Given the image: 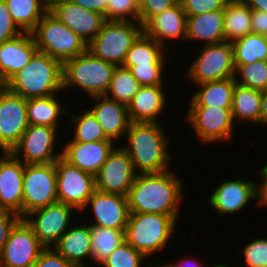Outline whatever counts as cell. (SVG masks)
Listing matches in <instances>:
<instances>
[{
	"instance_id": "6da1fadb",
	"label": "cell",
	"mask_w": 267,
	"mask_h": 267,
	"mask_svg": "<svg viewBox=\"0 0 267 267\" xmlns=\"http://www.w3.org/2000/svg\"><path fill=\"white\" fill-rule=\"evenodd\" d=\"M175 171L137 174L127 195L129 211L180 217L184 182Z\"/></svg>"
},
{
	"instance_id": "7a4b0ae2",
	"label": "cell",
	"mask_w": 267,
	"mask_h": 267,
	"mask_svg": "<svg viewBox=\"0 0 267 267\" xmlns=\"http://www.w3.org/2000/svg\"><path fill=\"white\" fill-rule=\"evenodd\" d=\"M163 124L130 122L124 146L137 174L162 173L170 170L173 155L169 151L171 137ZM164 129V130H163ZM166 132V133H165ZM171 154V155H170Z\"/></svg>"
},
{
	"instance_id": "3957f363",
	"label": "cell",
	"mask_w": 267,
	"mask_h": 267,
	"mask_svg": "<svg viewBox=\"0 0 267 267\" xmlns=\"http://www.w3.org/2000/svg\"><path fill=\"white\" fill-rule=\"evenodd\" d=\"M63 64L37 51L4 86L25 99L48 97L63 92ZM59 92V93H58Z\"/></svg>"
},
{
	"instance_id": "277c9868",
	"label": "cell",
	"mask_w": 267,
	"mask_h": 267,
	"mask_svg": "<svg viewBox=\"0 0 267 267\" xmlns=\"http://www.w3.org/2000/svg\"><path fill=\"white\" fill-rule=\"evenodd\" d=\"M176 224L177 220L172 216L130 212L125 241L148 259L170 245Z\"/></svg>"
},
{
	"instance_id": "5b68a950",
	"label": "cell",
	"mask_w": 267,
	"mask_h": 267,
	"mask_svg": "<svg viewBox=\"0 0 267 267\" xmlns=\"http://www.w3.org/2000/svg\"><path fill=\"white\" fill-rule=\"evenodd\" d=\"M116 65L93 56L88 50L63 63V90L81 88L89 98L106 95Z\"/></svg>"
},
{
	"instance_id": "8992f818",
	"label": "cell",
	"mask_w": 267,
	"mask_h": 267,
	"mask_svg": "<svg viewBox=\"0 0 267 267\" xmlns=\"http://www.w3.org/2000/svg\"><path fill=\"white\" fill-rule=\"evenodd\" d=\"M31 34L39 52L48 54L62 64L87 51V43L50 10L42 16Z\"/></svg>"
},
{
	"instance_id": "52a82bcc",
	"label": "cell",
	"mask_w": 267,
	"mask_h": 267,
	"mask_svg": "<svg viewBox=\"0 0 267 267\" xmlns=\"http://www.w3.org/2000/svg\"><path fill=\"white\" fill-rule=\"evenodd\" d=\"M142 32L143 26L140 22L107 20L87 44V50L97 58L120 66Z\"/></svg>"
},
{
	"instance_id": "ba28073f",
	"label": "cell",
	"mask_w": 267,
	"mask_h": 267,
	"mask_svg": "<svg viewBox=\"0 0 267 267\" xmlns=\"http://www.w3.org/2000/svg\"><path fill=\"white\" fill-rule=\"evenodd\" d=\"M202 46L198 56L189 65L185 78L189 81L191 79L194 85H199L234 77L235 64L231 42Z\"/></svg>"
},
{
	"instance_id": "9c48e42d",
	"label": "cell",
	"mask_w": 267,
	"mask_h": 267,
	"mask_svg": "<svg viewBox=\"0 0 267 267\" xmlns=\"http://www.w3.org/2000/svg\"><path fill=\"white\" fill-rule=\"evenodd\" d=\"M22 190L23 218L33 210L57 202L54 162L48 164H25Z\"/></svg>"
},
{
	"instance_id": "30bf717a",
	"label": "cell",
	"mask_w": 267,
	"mask_h": 267,
	"mask_svg": "<svg viewBox=\"0 0 267 267\" xmlns=\"http://www.w3.org/2000/svg\"><path fill=\"white\" fill-rule=\"evenodd\" d=\"M185 120L202 143L229 142L234 136L231 109L219 107H188Z\"/></svg>"
},
{
	"instance_id": "8fae6325",
	"label": "cell",
	"mask_w": 267,
	"mask_h": 267,
	"mask_svg": "<svg viewBox=\"0 0 267 267\" xmlns=\"http://www.w3.org/2000/svg\"><path fill=\"white\" fill-rule=\"evenodd\" d=\"M58 202L82 212L96 190L95 176L69 164L62 157L55 162Z\"/></svg>"
},
{
	"instance_id": "7c38bea8",
	"label": "cell",
	"mask_w": 267,
	"mask_h": 267,
	"mask_svg": "<svg viewBox=\"0 0 267 267\" xmlns=\"http://www.w3.org/2000/svg\"><path fill=\"white\" fill-rule=\"evenodd\" d=\"M75 211L73 206L57 201L31 211L24 219L32 227L40 243L45 248H52L73 225Z\"/></svg>"
},
{
	"instance_id": "4fadbf2b",
	"label": "cell",
	"mask_w": 267,
	"mask_h": 267,
	"mask_svg": "<svg viewBox=\"0 0 267 267\" xmlns=\"http://www.w3.org/2000/svg\"><path fill=\"white\" fill-rule=\"evenodd\" d=\"M57 131L49 126L29 125L11 153L24 164L55 162L62 155L60 148H56Z\"/></svg>"
},
{
	"instance_id": "5bb4252c",
	"label": "cell",
	"mask_w": 267,
	"mask_h": 267,
	"mask_svg": "<svg viewBox=\"0 0 267 267\" xmlns=\"http://www.w3.org/2000/svg\"><path fill=\"white\" fill-rule=\"evenodd\" d=\"M28 126L27 99L0 85L1 152H11Z\"/></svg>"
},
{
	"instance_id": "9a60e30c",
	"label": "cell",
	"mask_w": 267,
	"mask_h": 267,
	"mask_svg": "<svg viewBox=\"0 0 267 267\" xmlns=\"http://www.w3.org/2000/svg\"><path fill=\"white\" fill-rule=\"evenodd\" d=\"M44 249L32 227L21 218L0 252V262L5 267H32Z\"/></svg>"
},
{
	"instance_id": "2e32d148",
	"label": "cell",
	"mask_w": 267,
	"mask_h": 267,
	"mask_svg": "<svg viewBox=\"0 0 267 267\" xmlns=\"http://www.w3.org/2000/svg\"><path fill=\"white\" fill-rule=\"evenodd\" d=\"M119 146L114 147L95 176L96 189L104 193L127 196L137 173L130 156Z\"/></svg>"
},
{
	"instance_id": "e0dca14e",
	"label": "cell",
	"mask_w": 267,
	"mask_h": 267,
	"mask_svg": "<svg viewBox=\"0 0 267 267\" xmlns=\"http://www.w3.org/2000/svg\"><path fill=\"white\" fill-rule=\"evenodd\" d=\"M209 196L208 204L218 215H230L242 211L248 202L256 199L259 206V181L228 179L222 182Z\"/></svg>"
},
{
	"instance_id": "ac0fdd59",
	"label": "cell",
	"mask_w": 267,
	"mask_h": 267,
	"mask_svg": "<svg viewBox=\"0 0 267 267\" xmlns=\"http://www.w3.org/2000/svg\"><path fill=\"white\" fill-rule=\"evenodd\" d=\"M49 10L87 44L107 21L104 15L85 9L71 0H49Z\"/></svg>"
},
{
	"instance_id": "d6986e66",
	"label": "cell",
	"mask_w": 267,
	"mask_h": 267,
	"mask_svg": "<svg viewBox=\"0 0 267 267\" xmlns=\"http://www.w3.org/2000/svg\"><path fill=\"white\" fill-rule=\"evenodd\" d=\"M88 210H91L92 217L94 216L89 225L109 229H126L130 215L127 196L104 193L96 189L82 209V211Z\"/></svg>"
},
{
	"instance_id": "ffe728a7",
	"label": "cell",
	"mask_w": 267,
	"mask_h": 267,
	"mask_svg": "<svg viewBox=\"0 0 267 267\" xmlns=\"http://www.w3.org/2000/svg\"><path fill=\"white\" fill-rule=\"evenodd\" d=\"M0 157V209L11 211L23 218V174L25 164L11 152Z\"/></svg>"
},
{
	"instance_id": "44dd1931",
	"label": "cell",
	"mask_w": 267,
	"mask_h": 267,
	"mask_svg": "<svg viewBox=\"0 0 267 267\" xmlns=\"http://www.w3.org/2000/svg\"><path fill=\"white\" fill-rule=\"evenodd\" d=\"M115 146L112 140L67 142L62 147L61 157L80 170L96 176Z\"/></svg>"
},
{
	"instance_id": "7402d4cb",
	"label": "cell",
	"mask_w": 267,
	"mask_h": 267,
	"mask_svg": "<svg viewBox=\"0 0 267 267\" xmlns=\"http://www.w3.org/2000/svg\"><path fill=\"white\" fill-rule=\"evenodd\" d=\"M187 15L180 1L153 16L144 26L143 32L162 46L166 47L170 40H184L186 38ZM166 43V44H165Z\"/></svg>"
},
{
	"instance_id": "603a6c76",
	"label": "cell",
	"mask_w": 267,
	"mask_h": 267,
	"mask_svg": "<svg viewBox=\"0 0 267 267\" xmlns=\"http://www.w3.org/2000/svg\"><path fill=\"white\" fill-rule=\"evenodd\" d=\"M38 51L31 33L23 32L0 45V85L20 71Z\"/></svg>"
},
{
	"instance_id": "cb8c5ba5",
	"label": "cell",
	"mask_w": 267,
	"mask_h": 267,
	"mask_svg": "<svg viewBox=\"0 0 267 267\" xmlns=\"http://www.w3.org/2000/svg\"><path fill=\"white\" fill-rule=\"evenodd\" d=\"M92 101L95 105L89 110L96 117L105 135L114 142L125 137L130 124L127 105L106 95L93 96Z\"/></svg>"
},
{
	"instance_id": "d4e9b609",
	"label": "cell",
	"mask_w": 267,
	"mask_h": 267,
	"mask_svg": "<svg viewBox=\"0 0 267 267\" xmlns=\"http://www.w3.org/2000/svg\"><path fill=\"white\" fill-rule=\"evenodd\" d=\"M164 88V85L141 86L127 105L130 122L160 123L159 116L167 108Z\"/></svg>"
},
{
	"instance_id": "484cf974",
	"label": "cell",
	"mask_w": 267,
	"mask_h": 267,
	"mask_svg": "<svg viewBox=\"0 0 267 267\" xmlns=\"http://www.w3.org/2000/svg\"><path fill=\"white\" fill-rule=\"evenodd\" d=\"M81 224L71 225L52 248L76 267H90L85 261L92 260L90 225Z\"/></svg>"
},
{
	"instance_id": "4316f807",
	"label": "cell",
	"mask_w": 267,
	"mask_h": 267,
	"mask_svg": "<svg viewBox=\"0 0 267 267\" xmlns=\"http://www.w3.org/2000/svg\"><path fill=\"white\" fill-rule=\"evenodd\" d=\"M202 41L211 45L225 40L223 10H215L198 15H187L185 41Z\"/></svg>"
},
{
	"instance_id": "83f0119b",
	"label": "cell",
	"mask_w": 267,
	"mask_h": 267,
	"mask_svg": "<svg viewBox=\"0 0 267 267\" xmlns=\"http://www.w3.org/2000/svg\"><path fill=\"white\" fill-rule=\"evenodd\" d=\"M234 77L195 85L197 90L190 97L189 107H219L231 109Z\"/></svg>"
},
{
	"instance_id": "f1b7e54d",
	"label": "cell",
	"mask_w": 267,
	"mask_h": 267,
	"mask_svg": "<svg viewBox=\"0 0 267 267\" xmlns=\"http://www.w3.org/2000/svg\"><path fill=\"white\" fill-rule=\"evenodd\" d=\"M58 95L27 99L29 125L49 126L59 130L60 125H63L61 116L67 115L68 111L66 105L58 100Z\"/></svg>"
},
{
	"instance_id": "f546056e",
	"label": "cell",
	"mask_w": 267,
	"mask_h": 267,
	"mask_svg": "<svg viewBox=\"0 0 267 267\" xmlns=\"http://www.w3.org/2000/svg\"><path fill=\"white\" fill-rule=\"evenodd\" d=\"M231 111L235 124L244 122L261 125V91L236 83Z\"/></svg>"
},
{
	"instance_id": "4dcf8cb0",
	"label": "cell",
	"mask_w": 267,
	"mask_h": 267,
	"mask_svg": "<svg viewBox=\"0 0 267 267\" xmlns=\"http://www.w3.org/2000/svg\"><path fill=\"white\" fill-rule=\"evenodd\" d=\"M251 8L243 0H230L223 9L225 40L235 41L249 33L251 27Z\"/></svg>"
},
{
	"instance_id": "1f68e13d",
	"label": "cell",
	"mask_w": 267,
	"mask_h": 267,
	"mask_svg": "<svg viewBox=\"0 0 267 267\" xmlns=\"http://www.w3.org/2000/svg\"><path fill=\"white\" fill-rule=\"evenodd\" d=\"M5 4L18 28L28 33L49 10V0H5Z\"/></svg>"
},
{
	"instance_id": "d6a6232c",
	"label": "cell",
	"mask_w": 267,
	"mask_h": 267,
	"mask_svg": "<svg viewBox=\"0 0 267 267\" xmlns=\"http://www.w3.org/2000/svg\"><path fill=\"white\" fill-rule=\"evenodd\" d=\"M168 49L142 32L126 54L123 66L138 64H167Z\"/></svg>"
},
{
	"instance_id": "836d02e7",
	"label": "cell",
	"mask_w": 267,
	"mask_h": 267,
	"mask_svg": "<svg viewBox=\"0 0 267 267\" xmlns=\"http://www.w3.org/2000/svg\"><path fill=\"white\" fill-rule=\"evenodd\" d=\"M92 262L99 265L110 253L125 242V230L90 225Z\"/></svg>"
},
{
	"instance_id": "e575fe53",
	"label": "cell",
	"mask_w": 267,
	"mask_h": 267,
	"mask_svg": "<svg viewBox=\"0 0 267 267\" xmlns=\"http://www.w3.org/2000/svg\"><path fill=\"white\" fill-rule=\"evenodd\" d=\"M234 64H252L267 60V37L249 33L232 41Z\"/></svg>"
},
{
	"instance_id": "d590c367",
	"label": "cell",
	"mask_w": 267,
	"mask_h": 267,
	"mask_svg": "<svg viewBox=\"0 0 267 267\" xmlns=\"http://www.w3.org/2000/svg\"><path fill=\"white\" fill-rule=\"evenodd\" d=\"M71 117L73 125V137L69 142H98L101 140H110L104 133L96 117L89 109L79 115L67 112Z\"/></svg>"
},
{
	"instance_id": "8d00e7d4",
	"label": "cell",
	"mask_w": 267,
	"mask_h": 267,
	"mask_svg": "<svg viewBox=\"0 0 267 267\" xmlns=\"http://www.w3.org/2000/svg\"><path fill=\"white\" fill-rule=\"evenodd\" d=\"M140 84L133 77L129 68L116 66L106 96L124 105H128L138 92Z\"/></svg>"
},
{
	"instance_id": "74e56055",
	"label": "cell",
	"mask_w": 267,
	"mask_h": 267,
	"mask_svg": "<svg viewBox=\"0 0 267 267\" xmlns=\"http://www.w3.org/2000/svg\"><path fill=\"white\" fill-rule=\"evenodd\" d=\"M234 79L237 84L255 90L267 89V60L252 64H235Z\"/></svg>"
},
{
	"instance_id": "f35d334b",
	"label": "cell",
	"mask_w": 267,
	"mask_h": 267,
	"mask_svg": "<svg viewBox=\"0 0 267 267\" xmlns=\"http://www.w3.org/2000/svg\"><path fill=\"white\" fill-rule=\"evenodd\" d=\"M145 260L146 257L141 252L125 241L114 249L98 267H143ZM147 267H154V264H148Z\"/></svg>"
},
{
	"instance_id": "ab89813d",
	"label": "cell",
	"mask_w": 267,
	"mask_h": 267,
	"mask_svg": "<svg viewBox=\"0 0 267 267\" xmlns=\"http://www.w3.org/2000/svg\"><path fill=\"white\" fill-rule=\"evenodd\" d=\"M124 67L129 68L140 86L164 85L163 72L166 64H138Z\"/></svg>"
},
{
	"instance_id": "60d3db41",
	"label": "cell",
	"mask_w": 267,
	"mask_h": 267,
	"mask_svg": "<svg viewBox=\"0 0 267 267\" xmlns=\"http://www.w3.org/2000/svg\"><path fill=\"white\" fill-rule=\"evenodd\" d=\"M105 18L108 21L139 22V7L133 0H108Z\"/></svg>"
},
{
	"instance_id": "b9f144b4",
	"label": "cell",
	"mask_w": 267,
	"mask_h": 267,
	"mask_svg": "<svg viewBox=\"0 0 267 267\" xmlns=\"http://www.w3.org/2000/svg\"><path fill=\"white\" fill-rule=\"evenodd\" d=\"M246 267H267V238H256L241 250Z\"/></svg>"
},
{
	"instance_id": "7bdbcfd3",
	"label": "cell",
	"mask_w": 267,
	"mask_h": 267,
	"mask_svg": "<svg viewBox=\"0 0 267 267\" xmlns=\"http://www.w3.org/2000/svg\"><path fill=\"white\" fill-rule=\"evenodd\" d=\"M186 15L223 10L230 0H179Z\"/></svg>"
},
{
	"instance_id": "ee69618b",
	"label": "cell",
	"mask_w": 267,
	"mask_h": 267,
	"mask_svg": "<svg viewBox=\"0 0 267 267\" xmlns=\"http://www.w3.org/2000/svg\"><path fill=\"white\" fill-rule=\"evenodd\" d=\"M179 0H143L139 7V22L144 26L153 16L174 6Z\"/></svg>"
},
{
	"instance_id": "f6af8a7d",
	"label": "cell",
	"mask_w": 267,
	"mask_h": 267,
	"mask_svg": "<svg viewBox=\"0 0 267 267\" xmlns=\"http://www.w3.org/2000/svg\"><path fill=\"white\" fill-rule=\"evenodd\" d=\"M23 33L15 22L5 4V0H0V45L5 41L17 37Z\"/></svg>"
},
{
	"instance_id": "bcb514c9",
	"label": "cell",
	"mask_w": 267,
	"mask_h": 267,
	"mask_svg": "<svg viewBox=\"0 0 267 267\" xmlns=\"http://www.w3.org/2000/svg\"><path fill=\"white\" fill-rule=\"evenodd\" d=\"M32 267H76L53 248H45Z\"/></svg>"
},
{
	"instance_id": "7dc6e473",
	"label": "cell",
	"mask_w": 267,
	"mask_h": 267,
	"mask_svg": "<svg viewBox=\"0 0 267 267\" xmlns=\"http://www.w3.org/2000/svg\"><path fill=\"white\" fill-rule=\"evenodd\" d=\"M21 217L11 211L0 209V252L8 240L9 234Z\"/></svg>"
},
{
	"instance_id": "c3c4849f",
	"label": "cell",
	"mask_w": 267,
	"mask_h": 267,
	"mask_svg": "<svg viewBox=\"0 0 267 267\" xmlns=\"http://www.w3.org/2000/svg\"><path fill=\"white\" fill-rule=\"evenodd\" d=\"M252 33L267 37V13L252 10L251 12Z\"/></svg>"
},
{
	"instance_id": "681fc988",
	"label": "cell",
	"mask_w": 267,
	"mask_h": 267,
	"mask_svg": "<svg viewBox=\"0 0 267 267\" xmlns=\"http://www.w3.org/2000/svg\"><path fill=\"white\" fill-rule=\"evenodd\" d=\"M73 3L80 5L85 9L98 12L105 16L107 11L108 0H71Z\"/></svg>"
},
{
	"instance_id": "f907efd6",
	"label": "cell",
	"mask_w": 267,
	"mask_h": 267,
	"mask_svg": "<svg viewBox=\"0 0 267 267\" xmlns=\"http://www.w3.org/2000/svg\"><path fill=\"white\" fill-rule=\"evenodd\" d=\"M190 256V257H189ZM189 256H185L182 259H179L178 262H171V263H164L163 266L164 267H207L209 266L208 264L203 265V260L201 261V259H199L200 261H198L196 258H194L193 256L191 257V255Z\"/></svg>"
},
{
	"instance_id": "816d5d0a",
	"label": "cell",
	"mask_w": 267,
	"mask_h": 267,
	"mask_svg": "<svg viewBox=\"0 0 267 267\" xmlns=\"http://www.w3.org/2000/svg\"><path fill=\"white\" fill-rule=\"evenodd\" d=\"M267 128V89L261 91V126Z\"/></svg>"
},
{
	"instance_id": "f5cc1de1",
	"label": "cell",
	"mask_w": 267,
	"mask_h": 267,
	"mask_svg": "<svg viewBox=\"0 0 267 267\" xmlns=\"http://www.w3.org/2000/svg\"><path fill=\"white\" fill-rule=\"evenodd\" d=\"M251 10H258L267 13V0H243Z\"/></svg>"
},
{
	"instance_id": "db71d44e",
	"label": "cell",
	"mask_w": 267,
	"mask_h": 267,
	"mask_svg": "<svg viewBox=\"0 0 267 267\" xmlns=\"http://www.w3.org/2000/svg\"><path fill=\"white\" fill-rule=\"evenodd\" d=\"M259 206L267 207V183H259Z\"/></svg>"
},
{
	"instance_id": "11a10c76",
	"label": "cell",
	"mask_w": 267,
	"mask_h": 267,
	"mask_svg": "<svg viewBox=\"0 0 267 267\" xmlns=\"http://www.w3.org/2000/svg\"><path fill=\"white\" fill-rule=\"evenodd\" d=\"M261 175V182L260 183H267V162H265L264 165H262V167L260 168V172Z\"/></svg>"
},
{
	"instance_id": "9f6ffc18",
	"label": "cell",
	"mask_w": 267,
	"mask_h": 267,
	"mask_svg": "<svg viewBox=\"0 0 267 267\" xmlns=\"http://www.w3.org/2000/svg\"><path fill=\"white\" fill-rule=\"evenodd\" d=\"M211 267H231V266H229V265H227V264L217 263V264H214V265L211 266ZM233 267H234V266H233Z\"/></svg>"
},
{
	"instance_id": "6f0895ef",
	"label": "cell",
	"mask_w": 267,
	"mask_h": 267,
	"mask_svg": "<svg viewBox=\"0 0 267 267\" xmlns=\"http://www.w3.org/2000/svg\"><path fill=\"white\" fill-rule=\"evenodd\" d=\"M133 2H134L138 7H140L141 4H142V2H143V0H133Z\"/></svg>"
},
{
	"instance_id": "680465c9",
	"label": "cell",
	"mask_w": 267,
	"mask_h": 267,
	"mask_svg": "<svg viewBox=\"0 0 267 267\" xmlns=\"http://www.w3.org/2000/svg\"><path fill=\"white\" fill-rule=\"evenodd\" d=\"M154 267H164V266L161 263V264H154Z\"/></svg>"
}]
</instances>
